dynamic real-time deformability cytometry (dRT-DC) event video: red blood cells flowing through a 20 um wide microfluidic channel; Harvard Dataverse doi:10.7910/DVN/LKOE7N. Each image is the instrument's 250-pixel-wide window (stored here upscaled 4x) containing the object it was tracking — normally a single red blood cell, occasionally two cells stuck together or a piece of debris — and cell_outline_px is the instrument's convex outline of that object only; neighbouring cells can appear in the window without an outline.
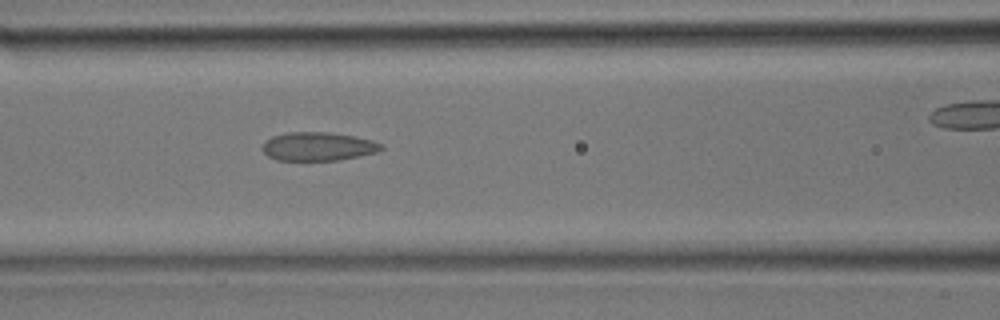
{"species": "common noctule bat (a hibernating species)", "species_latin": "Nyctalus noctula", "temperature_condition": "room temperature", "stored_images_in_passage": 23, "camera_frame_rate_fps": 3000, "um_per_image_px": 0.085, "animal": {"sex": "male", "body_mass_g": 17.9}, "frame": {"image": 1, "passage_image": 10, "time_ms": 3.0, "image_size_px": [1000, 320], "cell_outline_px": [[384, 148], [376, 152], [340, 160], [276, 160], [268, 156], [260, 148], [272, 136], [288, 132], [328, 132], [352, 136], [372, 140], [384, 144]], "centroid_in_image_um": [27.04, 12.45], "position_along_channel_um": 139.6, "area_um2": 19.71}}
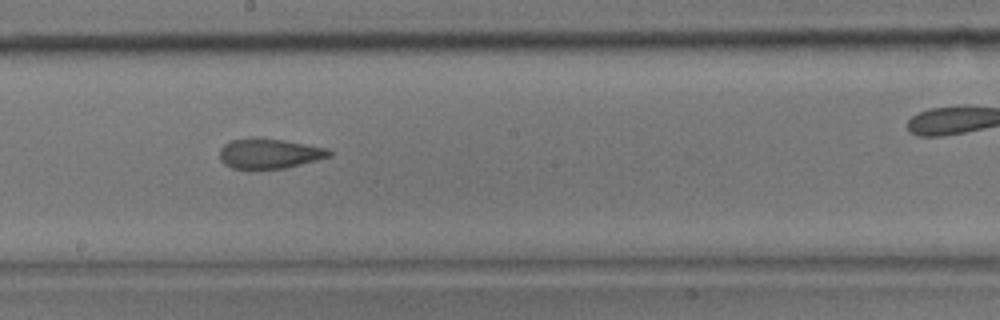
{"frame": {"image": 2, "passage_image": 14, "time_ms": 4.333, "image_size_px": [1000, 320], "cell_outline_px": [[332, 156], [284, 168], [232, 168], [224, 164], [220, 160], [220, 148], [224, 144], [232, 140], [252, 136], [280, 140], [328, 148], [332, 152]], "centroid_in_image_um": [22.86, 13.03], "position_along_channel_um": 225.3, "area_um2": 19.02}}